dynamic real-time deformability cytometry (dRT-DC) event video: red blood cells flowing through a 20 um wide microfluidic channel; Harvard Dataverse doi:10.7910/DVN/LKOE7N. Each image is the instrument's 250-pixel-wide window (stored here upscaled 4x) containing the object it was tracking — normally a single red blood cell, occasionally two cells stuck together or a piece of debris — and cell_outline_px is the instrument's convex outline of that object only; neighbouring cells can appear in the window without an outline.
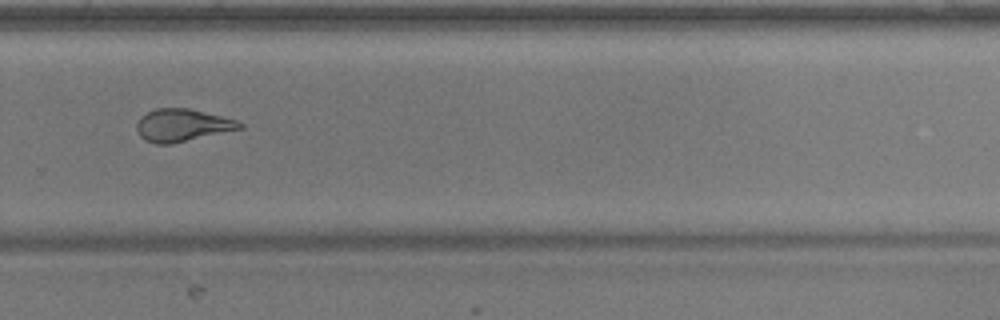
{"species": "common noctule bat (a hibernating species)", "species_latin": "Nyctalus noctula", "temperature_condition": "warm", "stored_images_in_passage": 35, "camera_frame_rate_fps": 3000, "um_per_image_px": 0.085, "animal": {"sex": "male", "body_mass_g": 17.9, "forearm_length_mm": 54.2}, "frame": {"image": 1, "passage_image": 20, "time_ms": 6.333, "image_size_px": [1000, 320], "cell_outline_px": [[244, 128], [168, 144], [156, 144], [144, 140], [140, 136], [136, 128], [136, 124], [140, 116], [156, 108], [188, 108], [236, 120], [244, 124]], "centroid_in_image_um": [15.46, 10.64], "position_along_channel_um": 314.3, "area_um2": 19.31}, "authors_computed_cell_mechanics": {"area_um2": 19.7098, "velocity_mm_per_s": 3.9653, "shape_relaxation_time_tau1_ms": 8.6494, "shape_relaxation_time_tau2_ms": 1.7752, "deformation_change_tau1": 0.2736, "deformation_change_tau2": 0.1093}}